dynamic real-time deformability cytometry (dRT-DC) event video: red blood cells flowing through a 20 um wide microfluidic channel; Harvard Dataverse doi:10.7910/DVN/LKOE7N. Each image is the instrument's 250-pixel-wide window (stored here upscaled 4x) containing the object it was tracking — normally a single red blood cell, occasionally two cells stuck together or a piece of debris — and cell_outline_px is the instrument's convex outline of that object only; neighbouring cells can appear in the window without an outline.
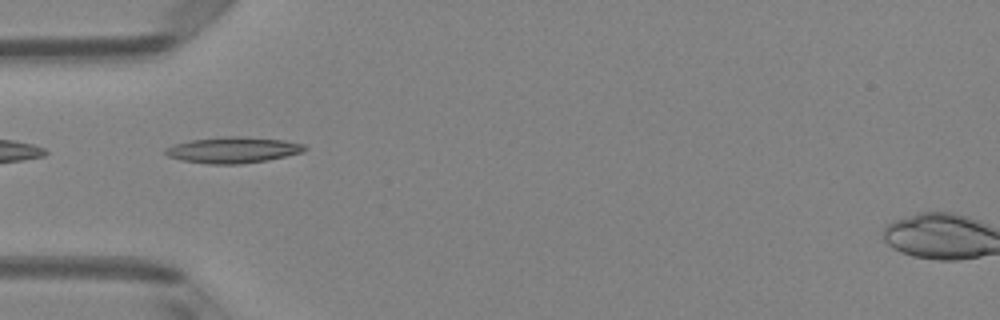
{"species": "Egyptian fruit bat (a non-hibernating species)", "species_latin": "Rousettus aegyptiacus", "temperature_condition": "room temperature", "stored_images_in_passage": 6, "camera_frame_rate_fps": 3000, "um_per_image_px": 0.085, "animal": {"sex": "female"}, "frame": {"image": 1, "passage_image": 5, "time_ms": 1.333, "image_size_px": [1000, 320], "cell_outline_px": [[308, 148], [304, 152], [268, 160], [240, 164], [208, 164], [180, 160], [168, 156], [164, 152], [164, 148], [172, 144], [192, 140], [224, 136], [240, 136], [284, 140], [304, 144]], "centroid_in_image_um": [19.8, 12.75], "position_along_channel_um": 65.2, "area_um2": 21.33}}
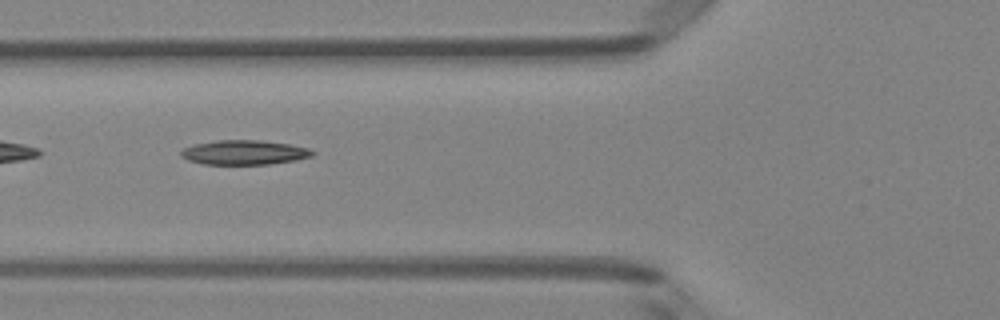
{"frame": {"image": 2, "passage_image": 6, "time_ms": 1.667, "image_size_px": [1000, 320], "cell_outline_px": [[316, 152], [312, 156], [296, 160], [268, 164], [204, 164], [188, 160], [180, 156], [180, 152], [184, 148], [196, 144], [216, 140], [260, 140], [288, 144], [308, 148]], "centroid_in_image_um": [20.76, 12.96], "position_along_channel_um": 105.0, "area_um2": 18.67}}